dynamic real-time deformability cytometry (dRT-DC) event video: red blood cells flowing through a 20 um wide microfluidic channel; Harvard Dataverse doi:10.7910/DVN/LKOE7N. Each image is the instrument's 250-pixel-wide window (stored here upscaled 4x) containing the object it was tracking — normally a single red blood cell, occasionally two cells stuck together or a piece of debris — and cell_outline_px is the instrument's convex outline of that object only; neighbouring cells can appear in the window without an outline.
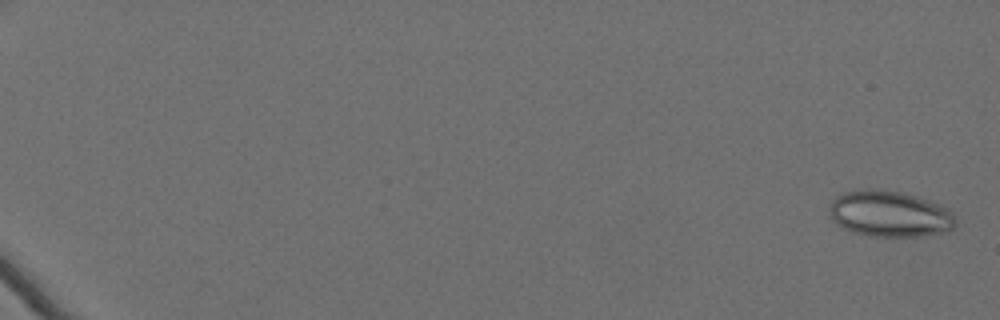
{"species": "Egyptian fruit bat (a non-hibernating species)", "species_latin": "Rousettus aegyptiacus", "temperature_condition": "cold", "stored_images_in_passage": 62, "camera_frame_rate_fps": 3000, "um_per_image_px": 0.085, "animal": {"sex": "female"}, "frame": {"image": 1, "passage_image": 2, "time_ms": 0.333, "image_size_px": [1000, 320], "cell_outline_px": [[956, 224], [948, 232], [924, 236], [868, 236], [856, 232], [840, 224], [828, 212], [828, 208], [832, 200], [836, 196], [844, 192], [860, 188], [880, 188], [900, 192], [916, 196], [928, 200], [948, 208], [952, 212]], "centroid_in_image_um": [75.65, 18.15], "position_along_channel_um": 9.4, "area_um2": 33.93}}
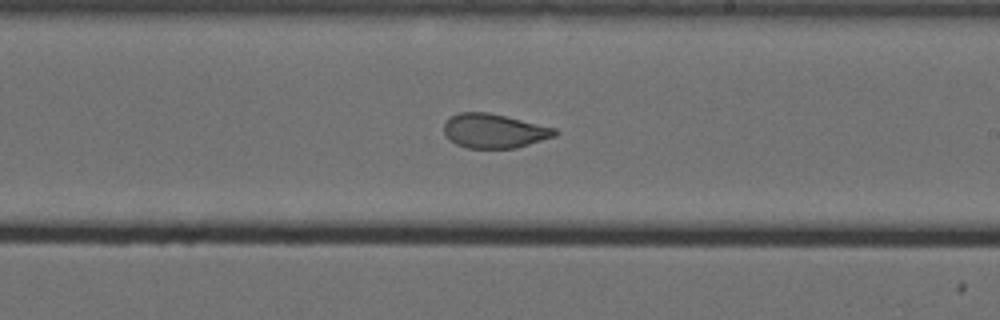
{"frame": {"image": 2, "passage_image": 41, "time_ms": 13.333, "image_size_px": [1000, 320], "cell_outline_px": [[560, 132], [556, 136], [516, 148], [468, 148], [456, 144], [444, 132], [444, 124], [452, 116], [460, 112], [488, 112], [556, 128]], "centroid_in_image_um": [42.05, 11.13], "position_along_channel_um": 247.0, "area_um2": 21.96}}
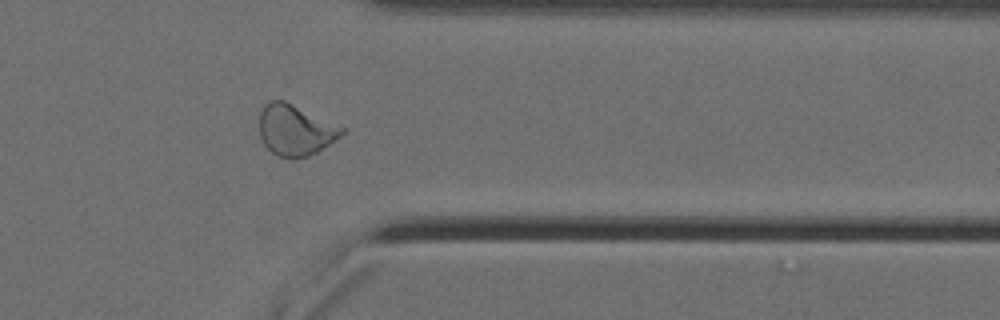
{"frame": {"image": 3, "passage_image": 53, "time_ms": 17.333, "image_size_px": [1000, 320], "cell_outline_px": [[348, 128], [340, 136], [316, 152], [308, 156], [292, 160], [276, 156], [264, 144], [260, 136], [260, 112], [264, 104], [268, 100], [284, 100]], "centroid_in_image_um": [25.1, 11.05], "position_along_channel_um": 386.3, "area_um2": 24.74}, "authors_computed_cell_mechanics": {"area_um2": 27.1949, "velocity_mm_per_s": 3.5112, "shape_relaxation_time_tau1_ms": null, "shape_relaxation_time_tau2_ms": 1.6197, "deformation_change_tau1": null, "deformation_change_tau2": 0.0781}}